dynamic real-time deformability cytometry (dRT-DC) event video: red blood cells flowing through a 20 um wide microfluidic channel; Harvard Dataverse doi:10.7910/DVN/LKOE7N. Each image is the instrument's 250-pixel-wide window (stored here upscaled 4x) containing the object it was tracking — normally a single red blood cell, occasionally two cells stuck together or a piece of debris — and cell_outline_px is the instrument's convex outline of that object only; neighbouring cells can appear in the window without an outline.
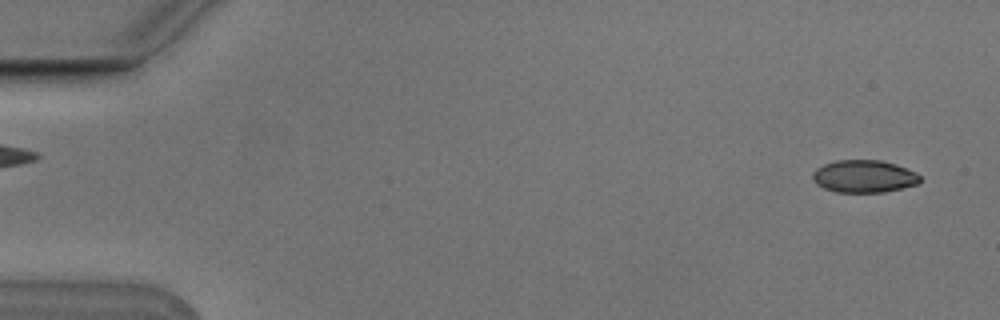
{"species": "Egyptian fruit bat (a non-hibernating species)", "species_latin": "Rousettus aegyptiacus", "temperature_condition": "cold", "stored_images_in_passage": 3, "segment_of_instrument_passage": [2, 2], "camera_frame_rate_fps": 3000, "um_per_image_px": 0.085, "animal": {"sex": "male"}, "frame": {"image": 1, "passage_image": 3, "time_ms": 0.667, "image_size_px": [1000, 320], "cell_outline_px": [[920, 180], [916, 184], [884, 192], [836, 192], [824, 188], [816, 184], [812, 180], [812, 172], [816, 168], [824, 164], [836, 160], [880, 160], [896, 164], [916, 172], [920, 176]], "centroid_in_image_um": [73.4, 14.98], "position_along_channel_um": 11.6, "area_um2": 20.35}}